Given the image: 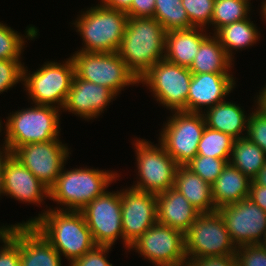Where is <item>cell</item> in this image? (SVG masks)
Here are the masks:
<instances>
[{
    "instance_id": "48",
    "label": "cell",
    "mask_w": 266,
    "mask_h": 266,
    "mask_svg": "<svg viewBox=\"0 0 266 266\" xmlns=\"http://www.w3.org/2000/svg\"><path fill=\"white\" fill-rule=\"evenodd\" d=\"M259 244L266 250V232L263 236V239H261Z\"/></svg>"
},
{
    "instance_id": "23",
    "label": "cell",
    "mask_w": 266,
    "mask_h": 266,
    "mask_svg": "<svg viewBox=\"0 0 266 266\" xmlns=\"http://www.w3.org/2000/svg\"><path fill=\"white\" fill-rule=\"evenodd\" d=\"M252 180L230 163L211 184L212 198L216 209L246 199Z\"/></svg>"
},
{
    "instance_id": "22",
    "label": "cell",
    "mask_w": 266,
    "mask_h": 266,
    "mask_svg": "<svg viewBox=\"0 0 266 266\" xmlns=\"http://www.w3.org/2000/svg\"><path fill=\"white\" fill-rule=\"evenodd\" d=\"M204 28L171 30L165 35L164 59L179 66L190 67L201 42L208 36Z\"/></svg>"
},
{
    "instance_id": "46",
    "label": "cell",
    "mask_w": 266,
    "mask_h": 266,
    "mask_svg": "<svg viewBox=\"0 0 266 266\" xmlns=\"http://www.w3.org/2000/svg\"><path fill=\"white\" fill-rule=\"evenodd\" d=\"M256 99L257 104H259L266 111V94L261 90Z\"/></svg>"
},
{
    "instance_id": "44",
    "label": "cell",
    "mask_w": 266,
    "mask_h": 266,
    "mask_svg": "<svg viewBox=\"0 0 266 266\" xmlns=\"http://www.w3.org/2000/svg\"><path fill=\"white\" fill-rule=\"evenodd\" d=\"M1 150H0V195L1 194L4 195V178H3L4 160L10 155V153L4 148Z\"/></svg>"
},
{
    "instance_id": "50",
    "label": "cell",
    "mask_w": 266,
    "mask_h": 266,
    "mask_svg": "<svg viewBox=\"0 0 266 266\" xmlns=\"http://www.w3.org/2000/svg\"><path fill=\"white\" fill-rule=\"evenodd\" d=\"M1 127H3V126H2V124H1V120H0V132H1Z\"/></svg>"
},
{
    "instance_id": "29",
    "label": "cell",
    "mask_w": 266,
    "mask_h": 266,
    "mask_svg": "<svg viewBox=\"0 0 266 266\" xmlns=\"http://www.w3.org/2000/svg\"><path fill=\"white\" fill-rule=\"evenodd\" d=\"M153 18L164 27L166 32L193 27L181 0H155Z\"/></svg>"
},
{
    "instance_id": "19",
    "label": "cell",
    "mask_w": 266,
    "mask_h": 266,
    "mask_svg": "<svg viewBox=\"0 0 266 266\" xmlns=\"http://www.w3.org/2000/svg\"><path fill=\"white\" fill-rule=\"evenodd\" d=\"M3 178L4 195L23 203L37 205L49 197V189L11 154L4 160Z\"/></svg>"
},
{
    "instance_id": "4",
    "label": "cell",
    "mask_w": 266,
    "mask_h": 266,
    "mask_svg": "<svg viewBox=\"0 0 266 266\" xmlns=\"http://www.w3.org/2000/svg\"><path fill=\"white\" fill-rule=\"evenodd\" d=\"M81 16V17H80ZM74 25L82 36L83 52H117L127 26L126 12L104 6L102 3L83 12Z\"/></svg>"
},
{
    "instance_id": "28",
    "label": "cell",
    "mask_w": 266,
    "mask_h": 266,
    "mask_svg": "<svg viewBox=\"0 0 266 266\" xmlns=\"http://www.w3.org/2000/svg\"><path fill=\"white\" fill-rule=\"evenodd\" d=\"M258 29L250 18L220 28L214 35L218 38L227 55L233 60L232 50L252 46L260 38Z\"/></svg>"
},
{
    "instance_id": "16",
    "label": "cell",
    "mask_w": 266,
    "mask_h": 266,
    "mask_svg": "<svg viewBox=\"0 0 266 266\" xmlns=\"http://www.w3.org/2000/svg\"><path fill=\"white\" fill-rule=\"evenodd\" d=\"M157 222L156 194L134 188L121 191V223L125 248Z\"/></svg>"
},
{
    "instance_id": "33",
    "label": "cell",
    "mask_w": 266,
    "mask_h": 266,
    "mask_svg": "<svg viewBox=\"0 0 266 266\" xmlns=\"http://www.w3.org/2000/svg\"><path fill=\"white\" fill-rule=\"evenodd\" d=\"M24 41L17 31L0 22V60L19 59Z\"/></svg>"
},
{
    "instance_id": "49",
    "label": "cell",
    "mask_w": 266,
    "mask_h": 266,
    "mask_svg": "<svg viewBox=\"0 0 266 266\" xmlns=\"http://www.w3.org/2000/svg\"><path fill=\"white\" fill-rule=\"evenodd\" d=\"M266 94V84L263 89H261Z\"/></svg>"
},
{
    "instance_id": "31",
    "label": "cell",
    "mask_w": 266,
    "mask_h": 266,
    "mask_svg": "<svg viewBox=\"0 0 266 266\" xmlns=\"http://www.w3.org/2000/svg\"><path fill=\"white\" fill-rule=\"evenodd\" d=\"M233 141L234 138L229 134L205 126L198 144L197 155L230 159Z\"/></svg>"
},
{
    "instance_id": "27",
    "label": "cell",
    "mask_w": 266,
    "mask_h": 266,
    "mask_svg": "<svg viewBox=\"0 0 266 266\" xmlns=\"http://www.w3.org/2000/svg\"><path fill=\"white\" fill-rule=\"evenodd\" d=\"M266 162L265 152L247 137L234 139L229 163L253 180Z\"/></svg>"
},
{
    "instance_id": "39",
    "label": "cell",
    "mask_w": 266,
    "mask_h": 266,
    "mask_svg": "<svg viewBox=\"0 0 266 266\" xmlns=\"http://www.w3.org/2000/svg\"><path fill=\"white\" fill-rule=\"evenodd\" d=\"M111 247L112 246L96 245L82 257L72 261L69 266H112L106 259V253L109 252Z\"/></svg>"
},
{
    "instance_id": "3",
    "label": "cell",
    "mask_w": 266,
    "mask_h": 266,
    "mask_svg": "<svg viewBox=\"0 0 266 266\" xmlns=\"http://www.w3.org/2000/svg\"><path fill=\"white\" fill-rule=\"evenodd\" d=\"M118 174L104 170L75 168L64 170L55 184L49 189V198L65 208L59 210L81 211L93 199L106 192Z\"/></svg>"
},
{
    "instance_id": "37",
    "label": "cell",
    "mask_w": 266,
    "mask_h": 266,
    "mask_svg": "<svg viewBox=\"0 0 266 266\" xmlns=\"http://www.w3.org/2000/svg\"><path fill=\"white\" fill-rule=\"evenodd\" d=\"M0 266H20L19 242L4 228L0 227Z\"/></svg>"
},
{
    "instance_id": "45",
    "label": "cell",
    "mask_w": 266,
    "mask_h": 266,
    "mask_svg": "<svg viewBox=\"0 0 266 266\" xmlns=\"http://www.w3.org/2000/svg\"><path fill=\"white\" fill-rule=\"evenodd\" d=\"M256 184L266 187V162L257 176L253 179Z\"/></svg>"
},
{
    "instance_id": "8",
    "label": "cell",
    "mask_w": 266,
    "mask_h": 266,
    "mask_svg": "<svg viewBox=\"0 0 266 266\" xmlns=\"http://www.w3.org/2000/svg\"><path fill=\"white\" fill-rule=\"evenodd\" d=\"M185 251L188 260L204 257L236 255L223 218L218 211L201 213L185 233Z\"/></svg>"
},
{
    "instance_id": "9",
    "label": "cell",
    "mask_w": 266,
    "mask_h": 266,
    "mask_svg": "<svg viewBox=\"0 0 266 266\" xmlns=\"http://www.w3.org/2000/svg\"><path fill=\"white\" fill-rule=\"evenodd\" d=\"M192 75L188 67L163 59L154 64L139 79V83L149 87L157 102L171 109V112H187V97Z\"/></svg>"
},
{
    "instance_id": "5",
    "label": "cell",
    "mask_w": 266,
    "mask_h": 266,
    "mask_svg": "<svg viewBox=\"0 0 266 266\" xmlns=\"http://www.w3.org/2000/svg\"><path fill=\"white\" fill-rule=\"evenodd\" d=\"M57 107L34 105L12 112L7 118L2 149L10 154L18 147L59 139L60 119Z\"/></svg>"
},
{
    "instance_id": "32",
    "label": "cell",
    "mask_w": 266,
    "mask_h": 266,
    "mask_svg": "<svg viewBox=\"0 0 266 266\" xmlns=\"http://www.w3.org/2000/svg\"><path fill=\"white\" fill-rule=\"evenodd\" d=\"M229 160L196 155L186 166L204 181L212 184L221 174L227 163H229Z\"/></svg>"
},
{
    "instance_id": "21",
    "label": "cell",
    "mask_w": 266,
    "mask_h": 266,
    "mask_svg": "<svg viewBox=\"0 0 266 266\" xmlns=\"http://www.w3.org/2000/svg\"><path fill=\"white\" fill-rule=\"evenodd\" d=\"M157 222L179 230L184 234L201 212L181 192L172 187L156 195Z\"/></svg>"
},
{
    "instance_id": "43",
    "label": "cell",
    "mask_w": 266,
    "mask_h": 266,
    "mask_svg": "<svg viewBox=\"0 0 266 266\" xmlns=\"http://www.w3.org/2000/svg\"><path fill=\"white\" fill-rule=\"evenodd\" d=\"M102 4L108 8L127 12L131 8L132 0H101Z\"/></svg>"
},
{
    "instance_id": "36",
    "label": "cell",
    "mask_w": 266,
    "mask_h": 266,
    "mask_svg": "<svg viewBox=\"0 0 266 266\" xmlns=\"http://www.w3.org/2000/svg\"><path fill=\"white\" fill-rule=\"evenodd\" d=\"M21 59L0 60V93L23 81V65Z\"/></svg>"
},
{
    "instance_id": "6",
    "label": "cell",
    "mask_w": 266,
    "mask_h": 266,
    "mask_svg": "<svg viewBox=\"0 0 266 266\" xmlns=\"http://www.w3.org/2000/svg\"><path fill=\"white\" fill-rule=\"evenodd\" d=\"M74 76L75 66L70 57L64 64L48 61L32 74H28L24 66L22 82L35 105L60 109L64 106Z\"/></svg>"
},
{
    "instance_id": "10",
    "label": "cell",
    "mask_w": 266,
    "mask_h": 266,
    "mask_svg": "<svg viewBox=\"0 0 266 266\" xmlns=\"http://www.w3.org/2000/svg\"><path fill=\"white\" fill-rule=\"evenodd\" d=\"M172 115L160 133L159 142L178 166H186L197 155L205 119L201 112L174 111Z\"/></svg>"
},
{
    "instance_id": "40",
    "label": "cell",
    "mask_w": 266,
    "mask_h": 266,
    "mask_svg": "<svg viewBox=\"0 0 266 266\" xmlns=\"http://www.w3.org/2000/svg\"><path fill=\"white\" fill-rule=\"evenodd\" d=\"M155 0H132L131 8L126 12L128 17L153 18Z\"/></svg>"
},
{
    "instance_id": "17",
    "label": "cell",
    "mask_w": 266,
    "mask_h": 266,
    "mask_svg": "<svg viewBox=\"0 0 266 266\" xmlns=\"http://www.w3.org/2000/svg\"><path fill=\"white\" fill-rule=\"evenodd\" d=\"M235 84L230 73L193 74L187 97V112L202 113L204 106L208 109L225 101L224 98L231 93Z\"/></svg>"
},
{
    "instance_id": "11",
    "label": "cell",
    "mask_w": 266,
    "mask_h": 266,
    "mask_svg": "<svg viewBox=\"0 0 266 266\" xmlns=\"http://www.w3.org/2000/svg\"><path fill=\"white\" fill-rule=\"evenodd\" d=\"M134 149L137 159L139 180L131 187L152 194H159L174 187L176 161L166 152L161 143L153 145L144 140H136Z\"/></svg>"
},
{
    "instance_id": "26",
    "label": "cell",
    "mask_w": 266,
    "mask_h": 266,
    "mask_svg": "<svg viewBox=\"0 0 266 266\" xmlns=\"http://www.w3.org/2000/svg\"><path fill=\"white\" fill-rule=\"evenodd\" d=\"M232 61L218 38L209 35L201 42L189 70L192 74L229 73Z\"/></svg>"
},
{
    "instance_id": "34",
    "label": "cell",
    "mask_w": 266,
    "mask_h": 266,
    "mask_svg": "<svg viewBox=\"0 0 266 266\" xmlns=\"http://www.w3.org/2000/svg\"><path fill=\"white\" fill-rule=\"evenodd\" d=\"M215 0H181L193 27L211 25Z\"/></svg>"
},
{
    "instance_id": "35",
    "label": "cell",
    "mask_w": 266,
    "mask_h": 266,
    "mask_svg": "<svg viewBox=\"0 0 266 266\" xmlns=\"http://www.w3.org/2000/svg\"><path fill=\"white\" fill-rule=\"evenodd\" d=\"M248 119L246 137L266 154V111L258 104Z\"/></svg>"
},
{
    "instance_id": "25",
    "label": "cell",
    "mask_w": 266,
    "mask_h": 266,
    "mask_svg": "<svg viewBox=\"0 0 266 266\" xmlns=\"http://www.w3.org/2000/svg\"><path fill=\"white\" fill-rule=\"evenodd\" d=\"M207 127L229 134L232 138H244L243 131L248 126V119L244 110L229 101H223L202 112Z\"/></svg>"
},
{
    "instance_id": "38",
    "label": "cell",
    "mask_w": 266,
    "mask_h": 266,
    "mask_svg": "<svg viewBox=\"0 0 266 266\" xmlns=\"http://www.w3.org/2000/svg\"><path fill=\"white\" fill-rule=\"evenodd\" d=\"M237 266H266V250L260 244L237 248Z\"/></svg>"
},
{
    "instance_id": "47",
    "label": "cell",
    "mask_w": 266,
    "mask_h": 266,
    "mask_svg": "<svg viewBox=\"0 0 266 266\" xmlns=\"http://www.w3.org/2000/svg\"><path fill=\"white\" fill-rule=\"evenodd\" d=\"M262 3V9L263 10H261V15L263 16V18L265 19V21H266V0L264 1L263 0V2H261Z\"/></svg>"
},
{
    "instance_id": "13",
    "label": "cell",
    "mask_w": 266,
    "mask_h": 266,
    "mask_svg": "<svg viewBox=\"0 0 266 266\" xmlns=\"http://www.w3.org/2000/svg\"><path fill=\"white\" fill-rule=\"evenodd\" d=\"M87 227L96 245L112 246L124 235L121 223V190L106 191L93 199L82 210Z\"/></svg>"
},
{
    "instance_id": "30",
    "label": "cell",
    "mask_w": 266,
    "mask_h": 266,
    "mask_svg": "<svg viewBox=\"0 0 266 266\" xmlns=\"http://www.w3.org/2000/svg\"><path fill=\"white\" fill-rule=\"evenodd\" d=\"M249 4V0H215L211 19L214 34L226 25L249 18Z\"/></svg>"
},
{
    "instance_id": "1",
    "label": "cell",
    "mask_w": 266,
    "mask_h": 266,
    "mask_svg": "<svg viewBox=\"0 0 266 266\" xmlns=\"http://www.w3.org/2000/svg\"><path fill=\"white\" fill-rule=\"evenodd\" d=\"M18 225H32L70 263L96 246L81 211L49 208L38 217Z\"/></svg>"
},
{
    "instance_id": "12",
    "label": "cell",
    "mask_w": 266,
    "mask_h": 266,
    "mask_svg": "<svg viewBox=\"0 0 266 266\" xmlns=\"http://www.w3.org/2000/svg\"><path fill=\"white\" fill-rule=\"evenodd\" d=\"M133 248L156 266H185L188 261L185 234L159 222L136 239L129 250Z\"/></svg>"
},
{
    "instance_id": "42",
    "label": "cell",
    "mask_w": 266,
    "mask_h": 266,
    "mask_svg": "<svg viewBox=\"0 0 266 266\" xmlns=\"http://www.w3.org/2000/svg\"><path fill=\"white\" fill-rule=\"evenodd\" d=\"M248 198L266 212V187L252 180Z\"/></svg>"
},
{
    "instance_id": "15",
    "label": "cell",
    "mask_w": 266,
    "mask_h": 266,
    "mask_svg": "<svg viewBox=\"0 0 266 266\" xmlns=\"http://www.w3.org/2000/svg\"><path fill=\"white\" fill-rule=\"evenodd\" d=\"M234 245L259 244L266 232V212L249 198L217 209Z\"/></svg>"
},
{
    "instance_id": "18",
    "label": "cell",
    "mask_w": 266,
    "mask_h": 266,
    "mask_svg": "<svg viewBox=\"0 0 266 266\" xmlns=\"http://www.w3.org/2000/svg\"><path fill=\"white\" fill-rule=\"evenodd\" d=\"M3 227L19 242L20 266H61V255L32 225Z\"/></svg>"
},
{
    "instance_id": "2",
    "label": "cell",
    "mask_w": 266,
    "mask_h": 266,
    "mask_svg": "<svg viewBox=\"0 0 266 266\" xmlns=\"http://www.w3.org/2000/svg\"><path fill=\"white\" fill-rule=\"evenodd\" d=\"M164 27L155 18L129 17L118 55L139 80L165 54Z\"/></svg>"
},
{
    "instance_id": "24",
    "label": "cell",
    "mask_w": 266,
    "mask_h": 266,
    "mask_svg": "<svg viewBox=\"0 0 266 266\" xmlns=\"http://www.w3.org/2000/svg\"><path fill=\"white\" fill-rule=\"evenodd\" d=\"M174 188L201 213L217 211L211 184L204 181L187 166H178L175 173Z\"/></svg>"
},
{
    "instance_id": "41",
    "label": "cell",
    "mask_w": 266,
    "mask_h": 266,
    "mask_svg": "<svg viewBox=\"0 0 266 266\" xmlns=\"http://www.w3.org/2000/svg\"><path fill=\"white\" fill-rule=\"evenodd\" d=\"M185 266H237L235 255L188 260Z\"/></svg>"
},
{
    "instance_id": "7",
    "label": "cell",
    "mask_w": 266,
    "mask_h": 266,
    "mask_svg": "<svg viewBox=\"0 0 266 266\" xmlns=\"http://www.w3.org/2000/svg\"><path fill=\"white\" fill-rule=\"evenodd\" d=\"M71 57L75 66V74L80 79L104 86L116 96L122 88L139 84V80L128 69L117 52L77 51Z\"/></svg>"
},
{
    "instance_id": "20",
    "label": "cell",
    "mask_w": 266,
    "mask_h": 266,
    "mask_svg": "<svg viewBox=\"0 0 266 266\" xmlns=\"http://www.w3.org/2000/svg\"><path fill=\"white\" fill-rule=\"evenodd\" d=\"M116 95L108 88L80 79L76 74L62 110L81 118L98 117Z\"/></svg>"
},
{
    "instance_id": "14",
    "label": "cell",
    "mask_w": 266,
    "mask_h": 266,
    "mask_svg": "<svg viewBox=\"0 0 266 266\" xmlns=\"http://www.w3.org/2000/svg\"><path fill=\"white\" fill-rule=\"evenodd\" d=\"M59 139L16 148L11 155L31 171L48 189L57 181L69 150Z\"/></svg>"
}]
</instances>
